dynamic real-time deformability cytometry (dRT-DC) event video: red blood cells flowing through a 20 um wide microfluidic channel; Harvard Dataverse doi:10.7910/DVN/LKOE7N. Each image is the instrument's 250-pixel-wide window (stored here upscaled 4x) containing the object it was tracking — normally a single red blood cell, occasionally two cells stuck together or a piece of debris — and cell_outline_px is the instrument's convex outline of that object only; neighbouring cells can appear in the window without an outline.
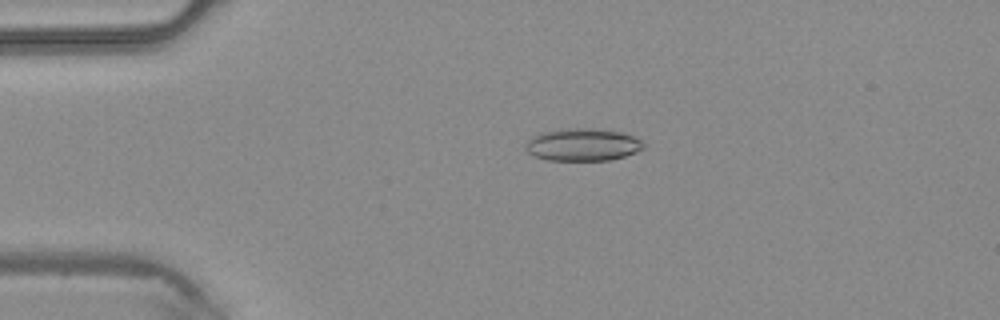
{"species": "common noctule bat (a hibernating species)", "species_latin": "Nyctalus noctula", "temperature_condition": "warm", "stored_images_in_passage": 45, "camera_frame_rate_fps": 3000, "um_per_image_px": 0.085, "animal": {"sex": "male", "body_mass_g": 20.4}, "frame": {"image": 1, "passage_image": 10, "time_ms": 3.0, "image_size_px": [1000, 320], "cell_outline_px": [[644, 148], [636, 152], [612, 160], [548, 160], [532, 156], [524, 148], [524, 144], [532, 136], [540, 132], [564, 128], [596, 128], [620, 132], [632, 136], [640, 140], [644, 144]], "centroid_in_image_um": [49.48, 12.29], "position_along_channel_um": 35.5, "area_um2": 22.54}}
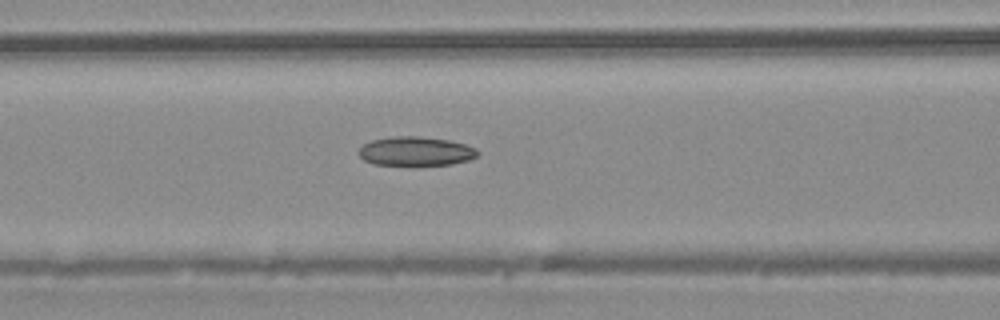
{"frame": {"image": 2, "passage_image": 19, "time_ms": 6.0, "image_size_px": [1000, 320], "cell_outline_px": [[480, 152], [476, 156], [468, 160], [452, 164], [416, 168], [372, 164], [364, 160], [360, 156], [360, 148], [364, 144], [372, 140], [396, 136], [420, 136], [448, 140], [464, 144], [476, 148]], "centroid_in_image_um": [35.34, 12.91], "position_along_channel_um": 131.3, "area_um2": 20.92}}
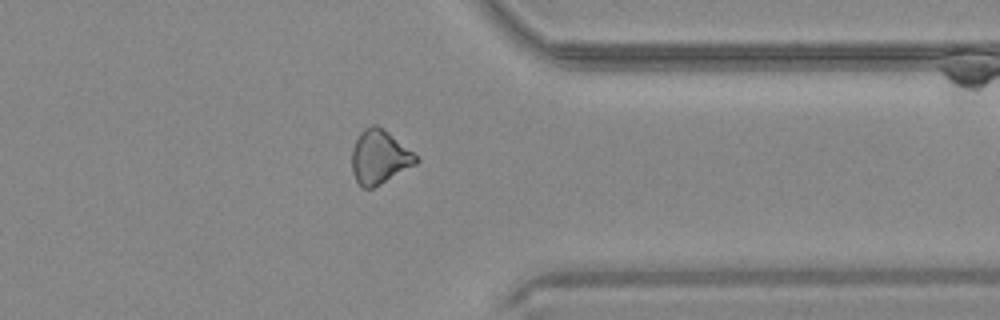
{"frame": {"image": 3, "passage_image": 36, "time_ms": 11.667, "image_size_px": [1000, 320], "cell_outline_px": [[420, 160], [416, 164], [380, 184], [372, 188], [364, 188], [356, 180], [352, 172], [352, 148], [360, 132], [364, 128], [372, 124], [376, 124], [384, 128], [412, 152]], "centroid_in_image_um": [32.23, 13.33], "position_along_channel_um": 379.2, "area_um2": 19.94}}